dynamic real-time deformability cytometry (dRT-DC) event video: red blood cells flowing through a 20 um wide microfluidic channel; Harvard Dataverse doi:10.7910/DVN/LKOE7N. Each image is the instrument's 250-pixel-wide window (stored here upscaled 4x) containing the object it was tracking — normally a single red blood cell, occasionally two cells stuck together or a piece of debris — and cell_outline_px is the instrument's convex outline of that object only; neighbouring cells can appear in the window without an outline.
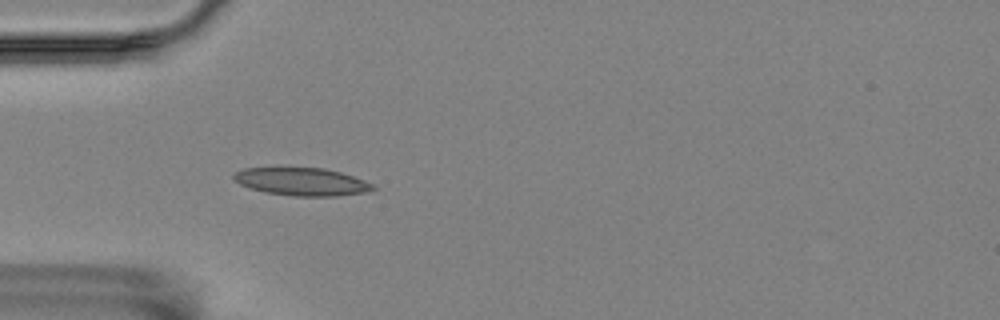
{"species": "Egyptian fruit bat (a non-hibernating species)", "species_latin": "Rousettus aegyptiacus", "temperature_condition": "room temperature", "stored_images_in_passage": 4, "camera_frame_rate_fps": 3000, "um_per_image_px": 0.085, "animal": {"sex": "female"}, "frame": {"image": 1, "passage_image": 4, "time_ms": 1.0, "image_size_px": [1000, 320], "cell_outline_px": [[376, 188], [364, 192], [336, 196], [296, 196], [264, 192], [240, 184], [232, 176], [236, 172], [244, 168], [324, 168], [340, 172], [364, 180], [372, 184]], "centroid_in_image_um": [25.65, 15.44], "position_along_channel_um": 59.3, "area_um2": 22.2}}